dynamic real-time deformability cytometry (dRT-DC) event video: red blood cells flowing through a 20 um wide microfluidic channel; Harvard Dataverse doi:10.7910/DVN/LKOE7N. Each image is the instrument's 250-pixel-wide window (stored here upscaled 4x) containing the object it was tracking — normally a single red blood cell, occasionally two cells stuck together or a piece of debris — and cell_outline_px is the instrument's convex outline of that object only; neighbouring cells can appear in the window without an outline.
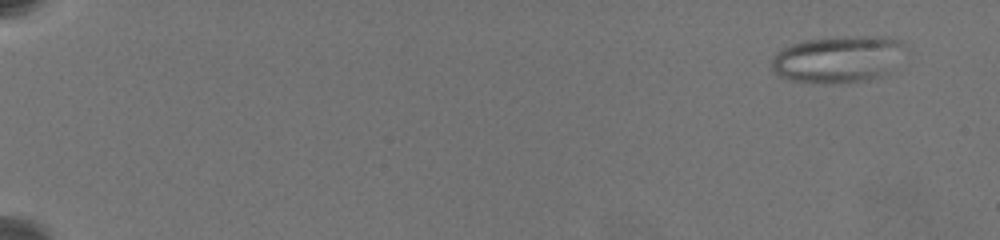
{"species": "common noctule bat (a hibernating species)", "species_latin": "Nyctalus noctula", "temperature_condition": "warm", "stored_images_in_passage": 39, "camera_frame_rate_fps": 3000, "um_per_image_px": 0.085, "animal": {"sex": "female", "body_mass_g": 19.5, "forearm_length_mm": 54.1}, "frame": {"image": 1, "passage_image": 2, "time_ms": 1.0, "image_size_px": [1000, 240], "cell_outline_px": [[908, 44], [888, 72], [880, 76], [868, 80], [792, 80], [780, 76], [772, 68], [772, 60], [776, 52], [792, 44], [808, 40], [860, 36], [864, 36], [900, 40]], "centroid_in_image_um": [71.24, 4.99], "position_along_channel_um": 13.8, "area_um2": 34.62}}
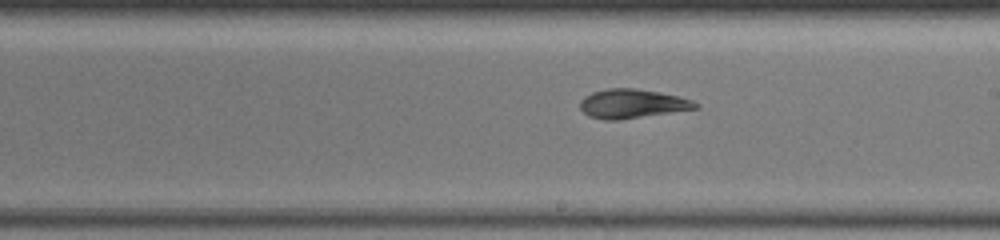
{"frame": {"image": 2, "passage_image": 29, "time_ms": 13.0, "image_size_px": [1000, 240], "cell_outline_px": [[700, 108], [620, 120], [604, 120], [588, 116], [580, 108], [580, 100], [584, 96], [592, 92], [608, 88], [636, 88], [660, 92], [692, 100], [700, 104]], "centroid_in_image_um": [53.73, 8.82], "position_along_channel_um": 235.3, "area_um2": 19.71}}
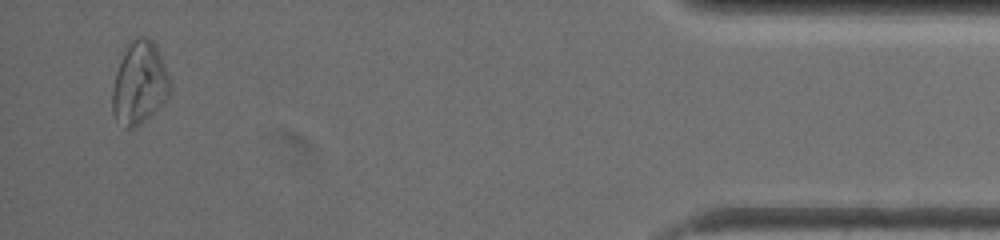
{"frame": {"image": 3, "passage_image": 39, "time_ms": 20.333, "image_size_px": [1000, 240], "cell_outline_px": [[172, 88], [164, 104], [140, 124], [132, 128], [124, 128], [116, 120], [112, 112], [112, 88], [116, 72], [120, 60], [128, 40], [136, 36], [148, 36], [152, 40], [160, 56], [172, 84]], "centroid_in_image_um": [11.84, 7.06], "position_along_channel_um": 423.4, "area_um2": 28.15}, "authors_computed_cell_mechanics": {"area_um2": 25.8944, "velocity_mm_per_s": 3.4188, "shape_relaxation_time_tau1_ms": null, "shape_relaxation_time_tau2_ms": 4.4759, "deformation_change_tau1": null, "deformation_change_tau2": 0.0901}}